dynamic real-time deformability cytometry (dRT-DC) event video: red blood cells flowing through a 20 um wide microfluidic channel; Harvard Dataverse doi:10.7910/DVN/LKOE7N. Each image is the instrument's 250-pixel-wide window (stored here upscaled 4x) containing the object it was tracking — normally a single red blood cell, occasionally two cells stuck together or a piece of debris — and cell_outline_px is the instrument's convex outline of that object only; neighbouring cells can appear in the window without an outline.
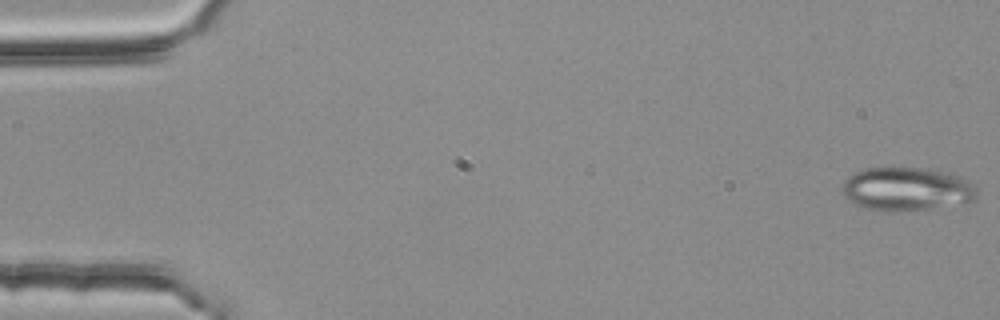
{"species": "common noctule bat (a hibernating species)", "species_latin": "Nyctalus noctula", "temperature_condition": "room temperature", "stored_images_in_passage": 54, "camera_frame_rate_fps": 3000, "um_per_image_px": 0.085, "animal": {"sex": "female", "body_mass_g": 25.1}, "frame": {"image": 1, "passage_image": 1, "time_ms": 0.0, "image_size_px": [1000, 320], "cell_outline_px": [[976, 196], [972, 200], [964, 204], [896, 212], [888, 212], [864, 208], [852, 204], [840, 192], [844, 180], [848, 176], [856, 172], [868, 168], [928, 168], [960, 176], [976, 188]], "centroid_in_image_um": [77.01, 16.09], "position_along_channel_um": 8.0, "area_um2": 34.33}}
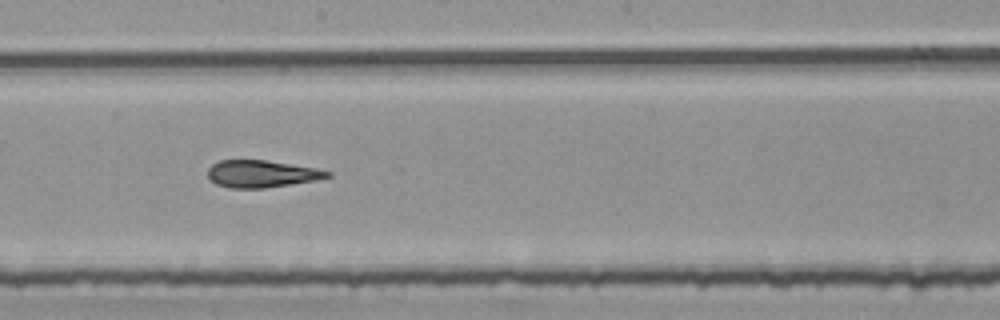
{"frame": {"image": 2, "passage_image": 30, "time_ms": 9.667, "image_size_px": [1000, 320], "cell_outline_px": [[332, 176], [316, 180], [292, 184], [264, 188], [228, 188], [216, 184], [208, 176], [208, 168], [212, 164], [220, 160], [264, 160], [316, 168], [332, 172]], "centroid_in_image_um": [22.24, 14.78], "position_along_channel_um": 226.0, "area_um2": 18.9}}
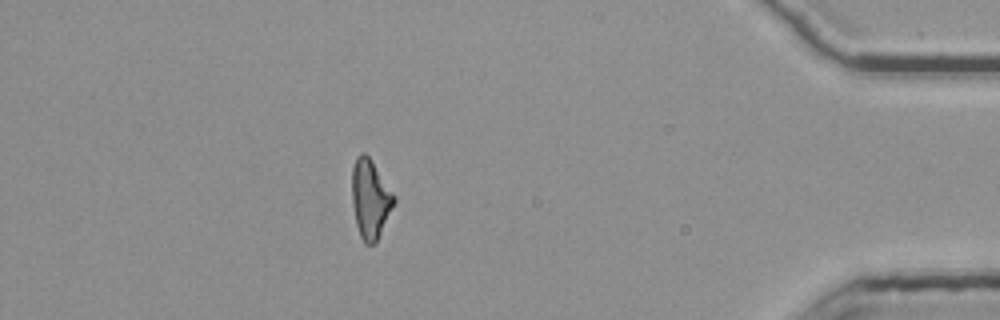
{"frame": {"image": 3, "passage_image": 48, "time_ms": 15.667, "image_size_px": [1000, 320], "cell_outline_px": [[396, 200], [376, 244], [364, 244], [360, 236], [356, 224], [352, 204], [352, 168], [356, 156], [360, 152], [364, 152], [372, 160], [396, 196]], "centroid_in_image_um": [31.47, 16.9], "position_along_channel_um": 403.7, "area_um2": 19.59}, "authors_computed_cell_mechanics": {"area_um2": 19.8832, "velocity_mm_per_s": 3.7905, "shape_relaxation_time_tau1_ms": null, "shape_relaxation_time_tau2_ms": 1.719, "deformation_change_tau1": null, "deformation_change_tau2": 0.1136}}